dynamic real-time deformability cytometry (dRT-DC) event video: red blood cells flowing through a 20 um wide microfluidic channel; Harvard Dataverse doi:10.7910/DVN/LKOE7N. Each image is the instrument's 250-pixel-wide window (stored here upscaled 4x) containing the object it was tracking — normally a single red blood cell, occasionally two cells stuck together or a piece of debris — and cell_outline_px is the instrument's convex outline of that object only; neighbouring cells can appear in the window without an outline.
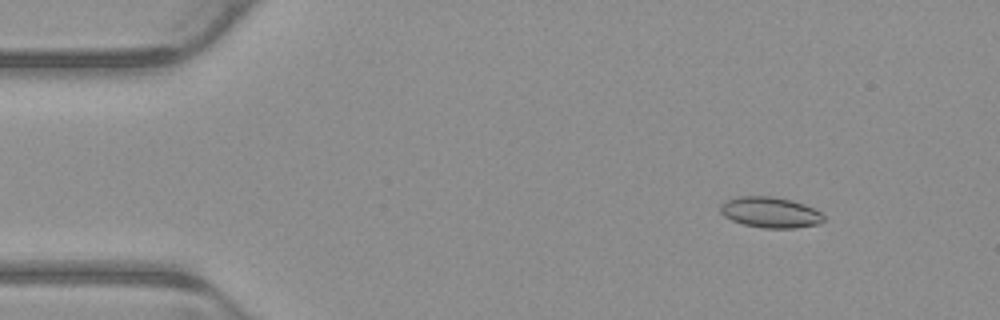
{"species": "common noctule bat (a hibernating species)", "species_latin": "Nyctalus noctula", "temperature_condition": "warm", "stored_images_in_passage": 3, "camera_frame_rate_fps": 3000, "um_per_image_px": 0.085, "animal": {"sex": "male", "body_mass_g": 23.1, "forearm_length_mm": 52.7}, "frame": {"image": 1, "passage_image": 1, "time_ms": 0.0, "image_size_px": [1000, 320], "cell_outline_px": [[824, 220], [820, 224], [796, 228], [764, 228], [744, 224], [732, 220], [724, 216], [720, 212], [720, 204], [724, 200], [736, 196], [772, 196], [792, 200], [804, 204], [820, 212], [824, 216]], "centroid_in_image_um": [65.45, 18.04], "position_along_channel_um": 19.5, "area_um2": 18.67}}
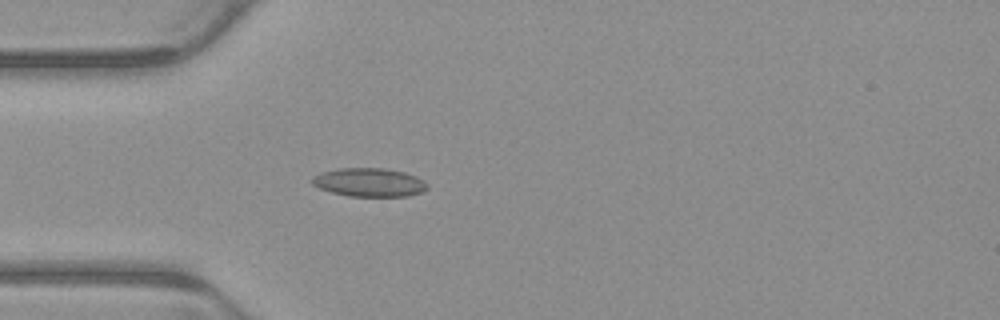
{"frame": {"image": 2, "passage_image": 3, "time_ms": 0.667, "image_size_px": [1000, 320], "cell_outline_px": [[428, 188], [424, 192], [408, 196], [348, 196], [332, 192], [320, 188], [312, 184], [312, 176], [320, 172], [340, 168], [384, 168], [404, 172], [416, 176], [424, 180], [428, 184]], "centroid_in_image_um": [31.41, 15.5], "position_along_channel_um": 53.6, "area_um2": 19.31}}